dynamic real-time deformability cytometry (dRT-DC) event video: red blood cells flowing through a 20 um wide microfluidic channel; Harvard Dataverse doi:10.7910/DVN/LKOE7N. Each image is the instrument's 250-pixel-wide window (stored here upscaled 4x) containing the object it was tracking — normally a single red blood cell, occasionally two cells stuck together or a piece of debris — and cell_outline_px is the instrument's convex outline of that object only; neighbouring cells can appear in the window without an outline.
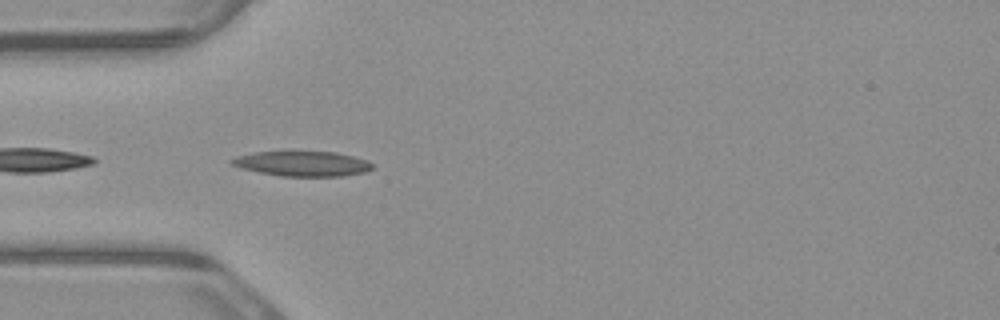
{"species": "common noctule bat (a hibernating species)", "species_latin": "Nyctalus noctula", "temperature_condition": "warm", "stored_images_in_passage": 4, "camera_frame_rate_fps": 3000, "um_per_image_px": 0.085, "animal": {"sex": "male", "body_mass_g": 23.1, "forearm_length_mm": 52.7}, "frame": {"image": 1, "passage_image": 4, "time_ms": 1.0, "image_size_px": [1000, 320], "cell_outline_px": [[372, 168], [364, 172], [340, 176], [280, 176], [240, 168], [232, 164], [228, 160], [236, 156], [256, 152], [336, 152], [352, 156], [364, 160], [372, 164]], "centroid_in_image_um": [25.65, 13.91], "position_along_channel_um": 59.3, "area_um2": 20.17}}